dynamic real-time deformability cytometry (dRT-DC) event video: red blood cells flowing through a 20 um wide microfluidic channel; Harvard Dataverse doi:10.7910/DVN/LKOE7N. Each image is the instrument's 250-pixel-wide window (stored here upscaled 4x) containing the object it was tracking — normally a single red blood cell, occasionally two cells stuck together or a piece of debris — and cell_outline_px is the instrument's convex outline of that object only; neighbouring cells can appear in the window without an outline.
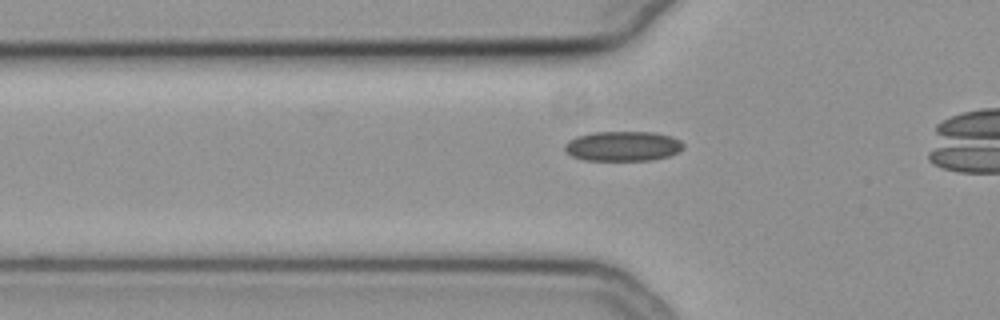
{"species": "common noctule bat (a hibernating species)", "species_latin": "Nyctalus noctula", "temperature_condition": "cold", "stored_images_in_passage": 39, "camera_frame_rate_fps": 3000, "um_per_image_px": 0.085, "animal": {"sex": "female", "body_mass_g": 19.3, "forearm_length_mm": 54.1}, "frame": {"image": 1, "passage_image": 13, "time_ms": 4.0, "image_size_px": [1000, 320], "cell_outline_px": [[684, 148], [680, 152], [668, 156], [652, 160], [584, 160], [572, 156], [564, 148], [564, 144], [568, 140], [576, 136], [592, 132], [652, 132], [672, 136], [680, 140], [684, 144]], "centroid_in_image_um": [52.96, 12.42], "position_along_channel_um": 72.8, "area_um2": 20.81}}
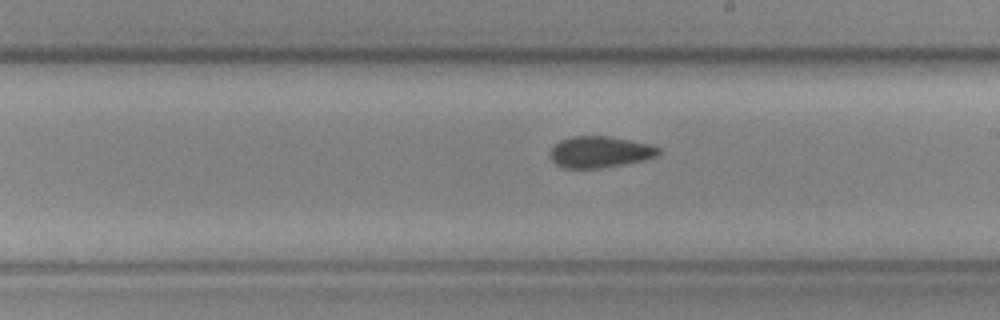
{"frame": {"image": 2, "passage_image": 26, "time_ms": 8.333, "image_size_px": [1000, 320], "cell_outline_px": [[660, 152], [656, 156], [644, 160], [624, 164], [600, 168], [564, 168], [556, 164], [552, 160], [548, 152], [560, 140], [572, 136], [608, 136], [648, 144], [660, 148]], "centroid_in_image_um": [50.96, 12.92], "position_along_channel_um": 238.0, "area_um2": 19.71}}
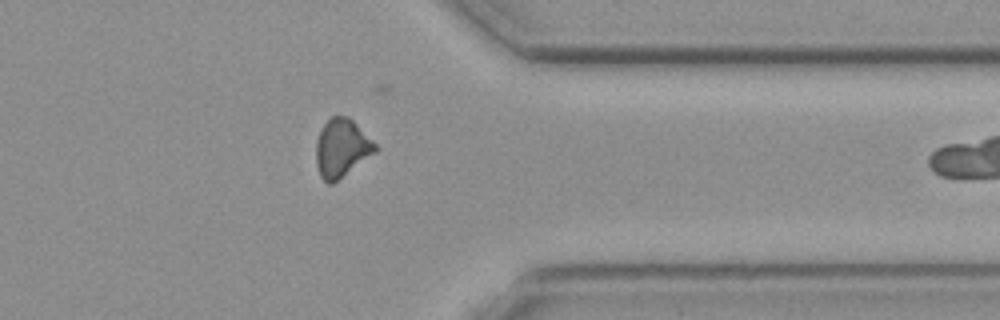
{"frame": {"image": 3, "passage_image": 38, "time_ms": 12.333, "image_size_px": [1000, 320], "cell_outline_px": [[380, 148], [376, 152], [332, 184], [328, 184], [320, 176], [316, 164], [316, 140], [324, 124], [332, 116], [348, 116]], "centroid_in_image_um": [29.04, 12.59], "position_along_channel_um": 382.4, "area_um2": 19.88}}